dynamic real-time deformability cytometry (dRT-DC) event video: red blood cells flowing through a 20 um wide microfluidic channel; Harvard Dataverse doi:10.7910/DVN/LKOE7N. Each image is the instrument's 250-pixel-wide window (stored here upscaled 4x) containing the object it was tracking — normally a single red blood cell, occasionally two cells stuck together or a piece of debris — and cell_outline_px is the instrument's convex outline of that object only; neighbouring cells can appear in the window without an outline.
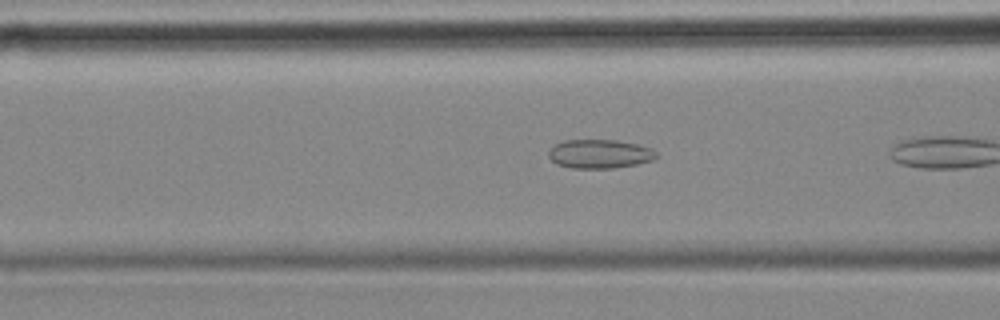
{"species": "common noctule bat (a hibernating species)", "species_latin": "Nyctalus noctula", "temperature_condition": "cold", "stored_images_in_passage": 6, "camera_frame_rate_fps": 3000, "um_per_image_px": 0.085, "animal": {"sex": "female", "body_mass_g": 18.4}, "frame": {"image": 1, "passage_image": 5, "time_ms": 1.333, "image_size_px": [1000, 320], "cell_outline_px": [[660, 156], [652, 160], [636, 164], [612, 168], [572, 168], [556, 164], [548, 156], [548, 152], [556, 144], [564, 140], [616, 140], [636, 144], [652, 148]], "centroid_in_image_um": [50.99, 13.08], "position_along_channel_um": 115.6, "area_um2": 18.09}}